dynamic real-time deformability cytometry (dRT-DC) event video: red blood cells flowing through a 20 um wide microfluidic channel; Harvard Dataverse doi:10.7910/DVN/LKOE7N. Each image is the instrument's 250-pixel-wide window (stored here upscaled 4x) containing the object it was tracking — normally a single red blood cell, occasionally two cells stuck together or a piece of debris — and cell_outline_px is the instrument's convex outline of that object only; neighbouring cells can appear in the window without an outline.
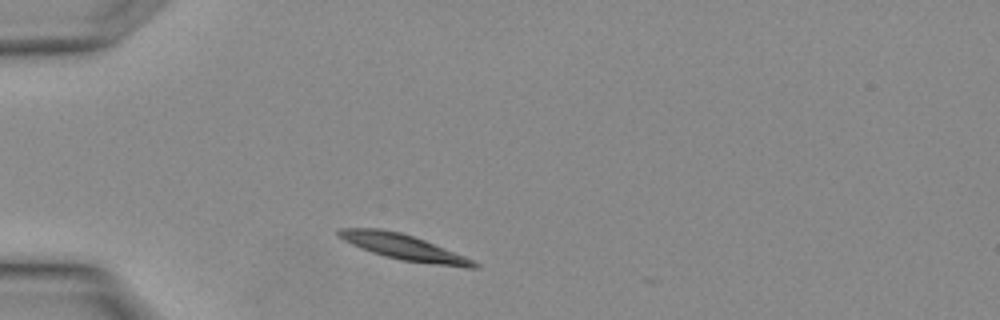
{"species": "Egyptian fruit bat (a non-hibernating species)", "species_latin": "Rousettus aegyptiacus", "temperature_condition": "warm", "stored_images_in_passage": 1, "camera_frame_rate_fps": 3000, "um_per_image_px": 0.085, "animal": {"sex": "female"}, "frame": {"image": 1, "passage_image": 1, "time_ms": 0.0, "image_size_px": [1000, 320], "cell_outline_px": [[480, 264], [476, 268], [464, 268], [400, 260], [384, 256], [360, 248], [336, 236], [336, 232], [340, 228], [380, 228], [400, 232], [424, 240], [464, 256]], "centroid_in_image_um": [34.28, 21.01], "position_along_channel_um": 50.7, "area_um2": 20.06}}